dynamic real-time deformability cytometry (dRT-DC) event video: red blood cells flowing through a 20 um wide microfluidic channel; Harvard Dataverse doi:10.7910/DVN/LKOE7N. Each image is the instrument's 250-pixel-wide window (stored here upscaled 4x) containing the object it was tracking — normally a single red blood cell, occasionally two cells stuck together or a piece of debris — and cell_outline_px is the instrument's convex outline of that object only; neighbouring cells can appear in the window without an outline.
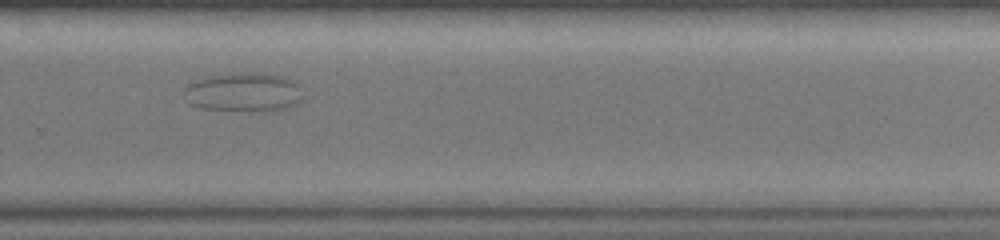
{"species": "common noctule bat (a hibernating species)", "species_latin": "Nyctalus noctula", "temperature_condition": "warm", "stored_images_in_passage": 33, "camera_frame_rate_fps": 3000, "um_per_image_px": 0.085, "animal": {"sex": "female", "body_mass_g": 19.0, "forearm_length_mm": 51.5}, "frame": {"image": 1, "passage_image": 23, "time_ms": 7.333, "image_size_px": [1000, 240], "cell_outline_px": [[304, 100], [300, 104], [284, 108], [252, 112], [248, 112], [200, 108], [188, 104], [184, 92], [184, 88], [188, 84], [196, 80], [208, 76], [244, 72], [252, 72], [280, 76], [296, 80], [300, 84]], "centroid_in_image_um": [20.75, 7.85], "position_along_channel_um": 309.1, "area_um2": 27.63}}
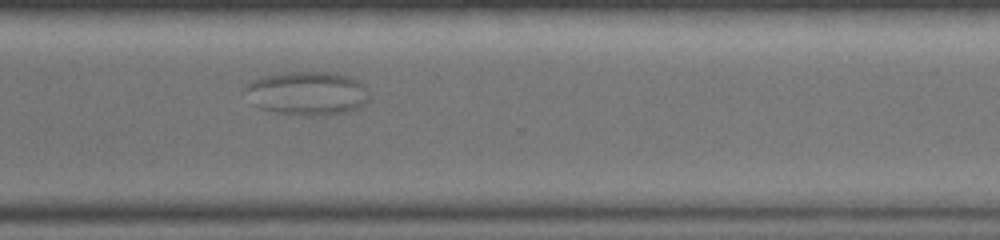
{"frame": {"image": 2, "passage_image": 25, "time_ms": 8.0, "image_size_px": [1000, 240], "cell_outline_px": [[368, 100], [360, 108], [344, 112], [324, 116], [304, 116], [276, 112], [256, 108], [252, 104], [244, 88], [244, 84], [248, 80], [260, 76], [284, 72], [328, 72], [352, 76], [364, 84], [368, 92]], "centroid_in_image_um": [26.08, 7.92], "position_along_channel_um": 344.5, "area_um2": 32.37}}